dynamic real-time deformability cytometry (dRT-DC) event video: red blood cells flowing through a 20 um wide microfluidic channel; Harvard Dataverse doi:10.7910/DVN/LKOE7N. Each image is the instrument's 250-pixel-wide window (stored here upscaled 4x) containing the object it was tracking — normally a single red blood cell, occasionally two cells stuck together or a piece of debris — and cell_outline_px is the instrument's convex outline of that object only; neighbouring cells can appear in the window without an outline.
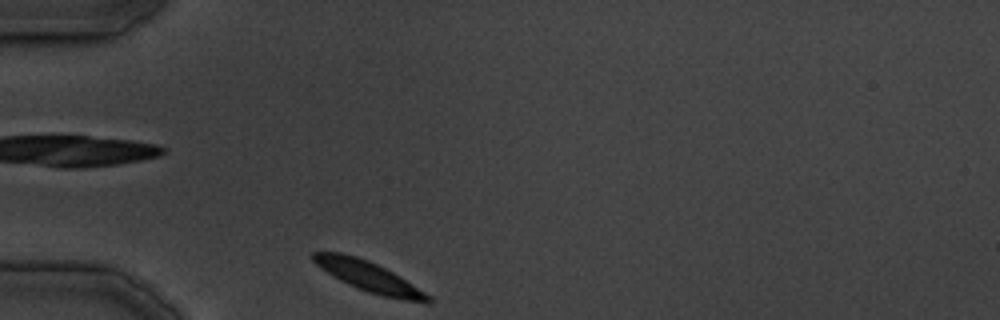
{"species": "common noctule bat (a hibernating species)", "species_latin": "Nyctalus noctula", "temperature_condition": "cold", "stored_images_in_passage": 25, "camera_frame_rate_fps": 3000, "um_per_image_px": 0.085, "animal": {"sex": "male", "body_mass_g": 19.5, "forearm_length_mm": 54.6}, "frame": {"image": 1, "passage_image": 1, "time_ms": 0.0, "image_size_px": [1000, 320], "cell_outline_px": [[432, 304], [424, 304], [384, 296], [368, 292], [356, 288], [340, 280], [320, 268], [312, 260], [312, 252], [340, 252], [356, 256], [368, 260], [400, 276], [432, 296]], "centroid_in_image_um": [31.4, 23.53], "position_along_channel_um": 53.6, "area_um2": 20.29}}